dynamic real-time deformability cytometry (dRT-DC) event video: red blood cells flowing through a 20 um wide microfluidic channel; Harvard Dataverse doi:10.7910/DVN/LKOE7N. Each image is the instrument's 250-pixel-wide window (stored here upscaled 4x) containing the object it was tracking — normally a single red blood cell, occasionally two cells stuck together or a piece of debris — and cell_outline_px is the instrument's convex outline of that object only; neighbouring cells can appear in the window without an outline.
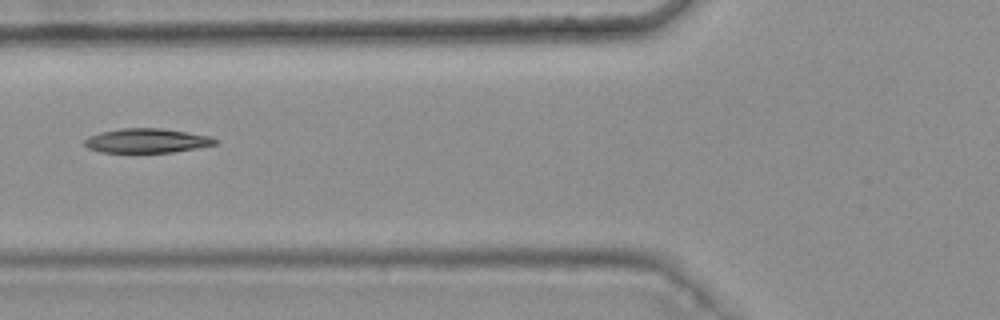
{"species": "common noctule bat (a hibernating species)", "species_latin": "Nyctalus noctula", "temperature_condition": "warm", "stored_images_in_passage": 8, "camera_frame_rate_fps": 3000, "um_per_image_px": 0.085, "animal": {"sex": "female", "body_mass_g": 25.1}, "frame": {"image": 1, "passage_image": 6, "time_ms": 1.667, "image_size_px": [1000, 320], "cell_outline_px": [[220, 140], [216, 144], [196, 148], [172, 152], [100, 152], [88, 148], [84, 144], [84, 140], [88, 136], [100, 132], [120, 128], [160, 128], [212, 136]], "centroid_in_image_um": [12.48, 11.95], "position_along_channel_um": 113.3, "area_um2": 18.55}}
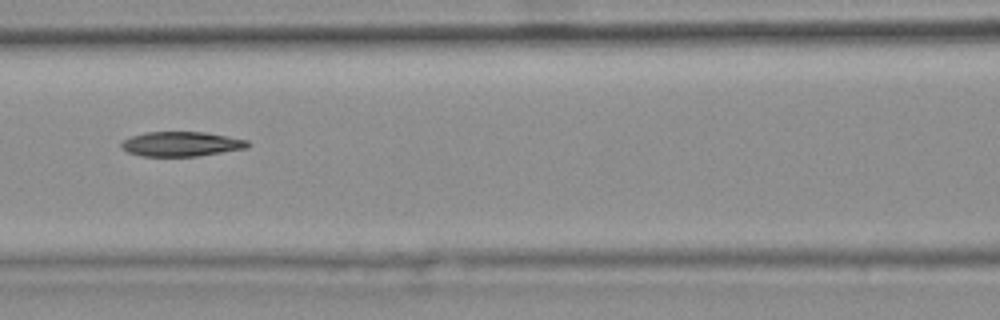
{"frame": {"image": 2, "passage_image": 7, "time_ms": 2.0, "image_size_px": [1000, 320], "cell_outline_px": [[248, 148], [196, 156], [140, 156], [128, 152], [120, 148], [120, 144], [124, 140], [132, 136], [144, 132], [204, 132], [228, 136], [248, 140]], "centroid_in_image_um": [15.38, 12.24], "position_along_channel_um": 151.2, "area_um2": 18.15}}